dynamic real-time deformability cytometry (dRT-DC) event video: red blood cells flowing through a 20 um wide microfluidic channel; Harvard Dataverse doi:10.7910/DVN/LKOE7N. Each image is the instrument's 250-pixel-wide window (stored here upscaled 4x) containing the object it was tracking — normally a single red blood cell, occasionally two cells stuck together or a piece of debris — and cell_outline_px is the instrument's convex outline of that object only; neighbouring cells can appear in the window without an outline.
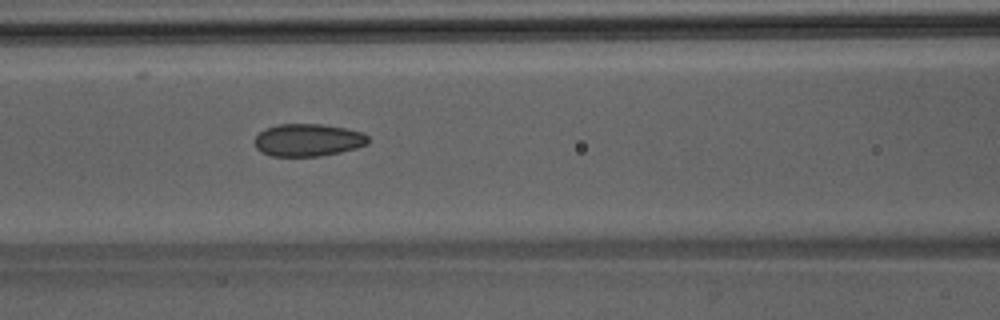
{"species": "Egyptian fruit bat (a non-hibernating species)", "species_latin": "Rousettus aegyptiacus", "temperature_condition": "room temperature", "stored_images_in_passage": 48, "camera_frame_rate_fps": 3000, "um_per_image_px": 0.085, "animal": {"sex": "male"}, "frame": {"image": 1, "passage_image": 21, "time_ms": 6.667, "image_size_px": [1000, 320], "cell_outline_px": [[368, 144], [356, 148], [340, 152], [320, 156], [272, 156], [260, 152], [256, 148], [256, 136], [260, 132], [276, 124], [320, 124], [344, 128], [364, 132], [368, 136]], "centroid_in_image_um": [26.2, 11.91], "position_along_channel_um": 140.4, "area_um2": 21.44}}
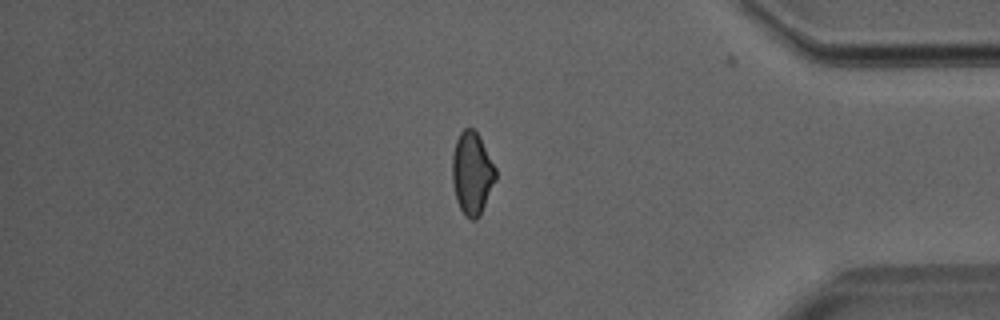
{"frame": {"image": 2, "passage_image": 41, "time_ms": 13.333, "image_size_px": [1000, 320], "cell_outline_px": [[496, 180], [480, 216], [476, 220], [468, 220], [460, 208], [456, 200], [452, 180], [452, 156], [456, 140], [460, 132], [464, 128], [472, 128], [476, 132], [496, 168]], "centroid_in_image_um": [40.11, 14.77], "position_along_channel_um": 395.1, "area_um2": 20.87}}
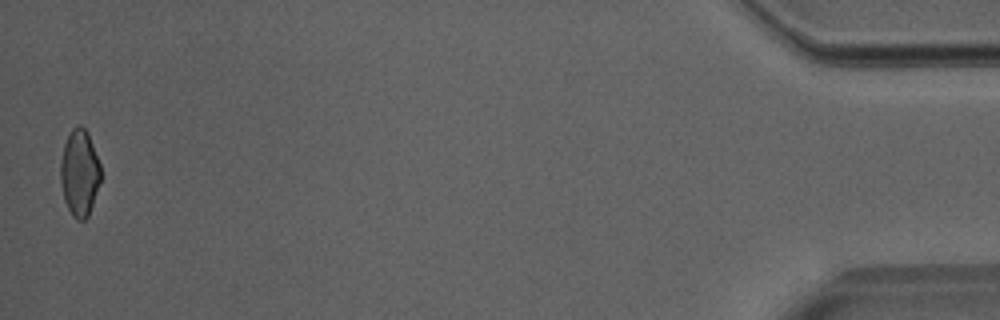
{"frame": {"image": 3, "passage_image": 48, "time_ms": 15.667, "image_size_px": [1000, 320], "cell_outline_px": [[100, 180], [88, 216], [84, 220], [76, 220], [72, 216], [64, 200], [60, 184], [60, 164], [64, 144], [72, 128], [80, 124], [88, 132], [100, 164]], "centroid_in_image_um": [6.74, 14.69], "position_along_channel_um": 428.5, "area_um2": 20.23}}